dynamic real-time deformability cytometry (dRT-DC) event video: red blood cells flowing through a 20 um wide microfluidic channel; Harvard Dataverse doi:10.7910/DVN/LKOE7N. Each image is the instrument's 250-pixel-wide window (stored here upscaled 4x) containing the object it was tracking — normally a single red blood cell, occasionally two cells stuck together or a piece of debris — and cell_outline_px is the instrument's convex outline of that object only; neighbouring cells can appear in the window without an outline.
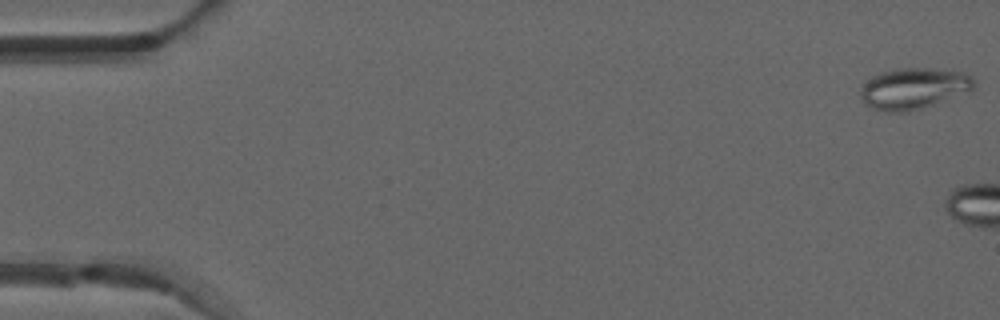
{"species": "common noctule bat (a hibernating species)", "species_latin": "Nyctalus noctula", "temperature_condition": "warm", "stored_images_in_passage": 5, "camera_frame_rate_fps": 3000, "um_per_image_px": 0.085, "animal": {"sex": "male", "forearm_length_mm": 52.5}, "frame": {"image": 1, "passage_image": 1, "time_ms": 0.0, "image_size_px": [1000, 320], "cell_outline_px": [[976, 88], [968, 92], [908, 112], [888, 112], [872, 108], [864, 104], [860, 96], [860, 88], [872, 76], [880, 72], [900, 68], [928, 68], [964, 72], [972, 80]], "centroid_in_image_um": [77.62, 7.52], "position_along_channel_um": 7.4, "area_um2": 27.05}}